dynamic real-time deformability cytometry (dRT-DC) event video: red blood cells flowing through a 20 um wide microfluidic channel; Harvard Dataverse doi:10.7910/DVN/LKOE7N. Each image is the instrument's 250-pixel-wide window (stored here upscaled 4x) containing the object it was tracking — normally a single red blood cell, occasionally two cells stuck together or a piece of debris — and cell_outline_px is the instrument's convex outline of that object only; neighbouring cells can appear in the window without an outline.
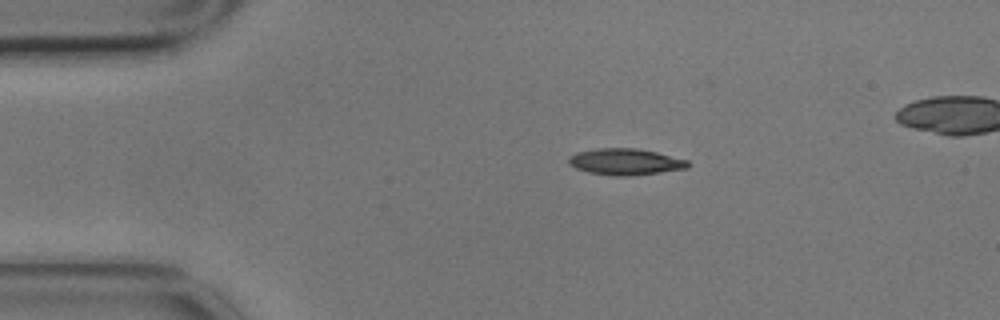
{"species": "common noctule bat (a hibernating species)", "species_latin": "Nyctalus noctula", "temperature_condition": "cold", "stored_images_in_passage": 3, "camera_frame_rate_fps": 3000, "um_per_image_px": 0.085, "animal": {"sex": "male", "body_mass_g": 17.9}, "frame": {"image": 1, "passage_image": 1, "time_ms": 0.0, "image_size_px": [1000, 320], "cell_outline_px": [[688, 168], [660, 172], [628, 176], [616, 176], [588, 172], [576, 168], [568, 164], [568, 156], [576, 152], [596, 148], [636, 148], [656, 152], [688, 160]], "centroid_in_image_um": [53.11, 13.74], "position_along_channel_um": 31.9, "area_um2": 18.32}}